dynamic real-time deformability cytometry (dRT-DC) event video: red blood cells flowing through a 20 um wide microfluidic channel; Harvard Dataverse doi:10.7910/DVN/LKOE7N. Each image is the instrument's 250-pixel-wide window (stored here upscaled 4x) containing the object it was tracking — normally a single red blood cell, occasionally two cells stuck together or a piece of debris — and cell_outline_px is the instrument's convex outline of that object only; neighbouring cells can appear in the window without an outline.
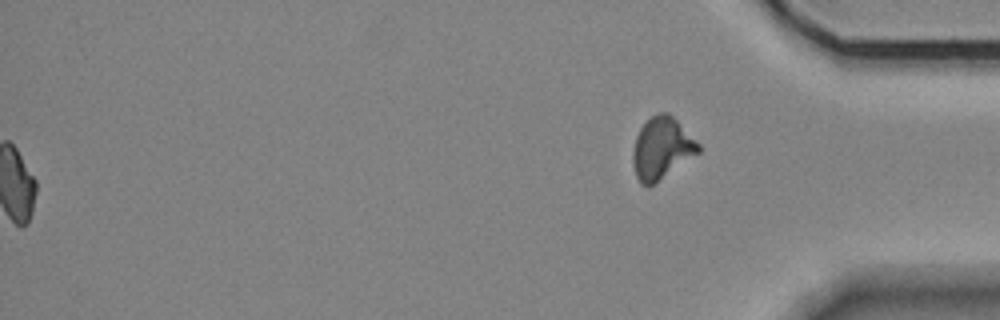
{"species": "Egyptian fruit bat (a non-hibernating species)", "species_latin": "Rousettus aegyptiacus", "temperature_condition": "room temperature", "stored_images_in_passage": 56, "segment_of_instrument_passage": [2, 2], "camera_frame_rate_fps": 3000, "um_per_image_px": 0.085, "animal": {"sex": "female"}, "frame": {"image": 1, "passage_image": 56, "time_ms": 18.333, "image_size_px": [1000, 320], "cell_outline_px": [[700, 152], [648, 188], [640, 184], [636, 176], [632, 160], [632, 152], [636, 136], [640, 128], [656, 112], [668, 112], [700, 144]], "centroid_in_image_um": [56.23, 12.62], "position_along_channel_um": 379.0, "area_um2": 23.52}}